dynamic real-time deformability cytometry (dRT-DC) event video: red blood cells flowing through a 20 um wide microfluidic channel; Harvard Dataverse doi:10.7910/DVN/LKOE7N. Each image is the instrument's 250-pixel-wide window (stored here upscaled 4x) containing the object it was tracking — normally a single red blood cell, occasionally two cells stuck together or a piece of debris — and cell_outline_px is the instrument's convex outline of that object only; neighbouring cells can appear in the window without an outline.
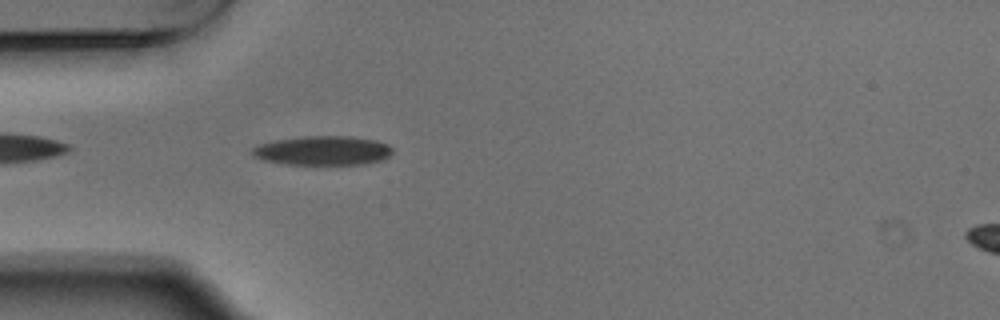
{"species": "Egyptian fruit bat (a non-hibernating species)", "species_latin": "Rousettus aegyptiacus", "temperature_condition": "warm", "stored_images_in_passage": 2, "camera_frame_rate_fps": 3000, "um_per_image_px": 0.085, "animal": {"sex": "male"}, "frame": {"image": 1, "passage_image": 2, "time_ms": 0.333, "image_size_px": [1000, 320], "cell_outline_px": [[392, 152], [384, 160], [364, 164], [284, 164], [264, 160], [252, 156], [252, 148], [260, 144], [276, 140], [304, 136], [352, 136], [376, 140], [388, 144], [392, 148]], "centroid_in_image_um": [27.46, 12.8], "position_along_channel_um": 57.5, "area_um2": 23.93}}